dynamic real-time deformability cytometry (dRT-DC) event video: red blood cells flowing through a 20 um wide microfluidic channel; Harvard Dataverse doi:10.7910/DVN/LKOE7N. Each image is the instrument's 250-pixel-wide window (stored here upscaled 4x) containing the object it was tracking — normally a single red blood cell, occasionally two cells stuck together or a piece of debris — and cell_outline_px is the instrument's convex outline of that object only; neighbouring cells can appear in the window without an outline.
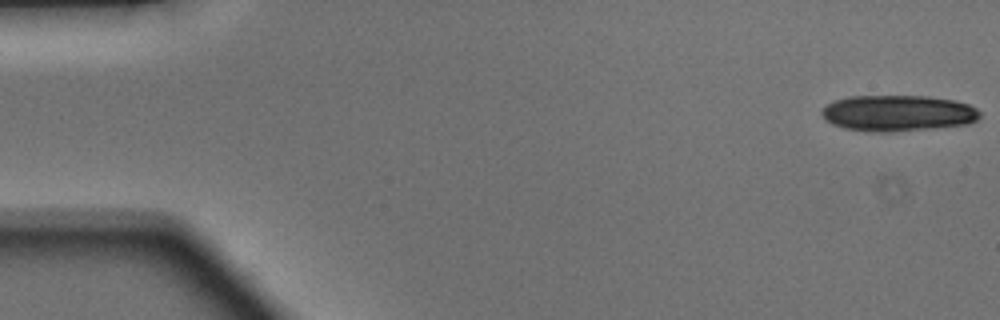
{"species": "Egyptian fruit bat (a non-hibernating species)", "species_latin": "Rousettus aegyptiacus", "temperature_condition": "warm", "stored_images_in_passage": 32, "camera_frame_rate_fps": 3000, "um_per_image_px": 0.085, "animal": {"sex": "male"}, "frame": {"image": 1, "passage_image": 1, "time_ms": 0.0, "image_size_px": [1000, 320], "cell_outline_px": [[980, 116], [976, 120], [968, 124], [936, 128], [892, 132], [868, 132], [844, 128], [832, 124], [824, 120], [820, 112], [828, 104], [836, 100], [848, 96], [928, 96], [956, 100], [968, 104], [976, 108], [980, 112]], "centroid_in_image_um": [76.32, 9.62], "position_along_channel_um": 8.7, "area_um2": 33.58}}
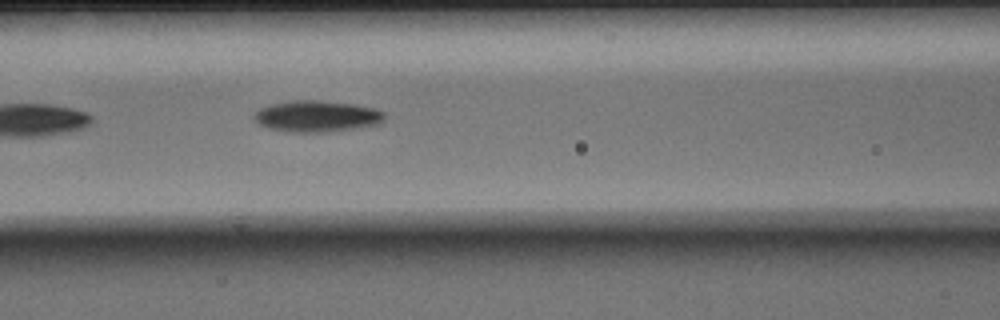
{"frame": {"image": 2, "passage_image": 21, "time_ms": 6.667, "image_size_px": [1000, 320], "cell_outline_px": [[384, 120], [376, 124], [360, 128], [328, 132], [292, 132], [268, 128], [260, 124], [252, 116], [260, 108], [272, 104], [296, 100], [320, 100], [356, 104], [376, 108], [384, 112]], "centroid_in_image_um": [26.97, 9.88], "position_along_channel_um": 139.6, "area_um2": 23.87}}
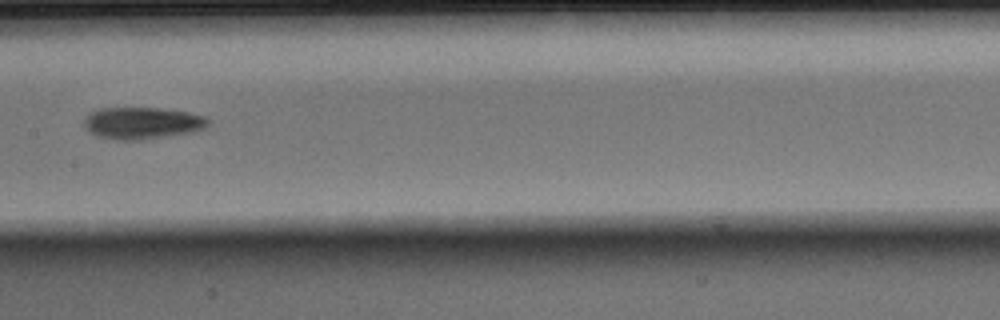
{"frame": {"image": 3, "passage_image": 25, "time_ms": 8.0, "image_size_px": [1000, 320], "cell_outline_px": [[208, 124], [192, 132], [140, 140], [120, 140], [96, 136], [88, 132], [84, 124], [84, 120], [92, 112], [100, 108], [160, 108], [184, 112], [204, 116], [208, 120]], "centroid_in_image_um": [12.03, 10.46], "position_along_channel_um": 195.4, "area_um2": 22.66}}